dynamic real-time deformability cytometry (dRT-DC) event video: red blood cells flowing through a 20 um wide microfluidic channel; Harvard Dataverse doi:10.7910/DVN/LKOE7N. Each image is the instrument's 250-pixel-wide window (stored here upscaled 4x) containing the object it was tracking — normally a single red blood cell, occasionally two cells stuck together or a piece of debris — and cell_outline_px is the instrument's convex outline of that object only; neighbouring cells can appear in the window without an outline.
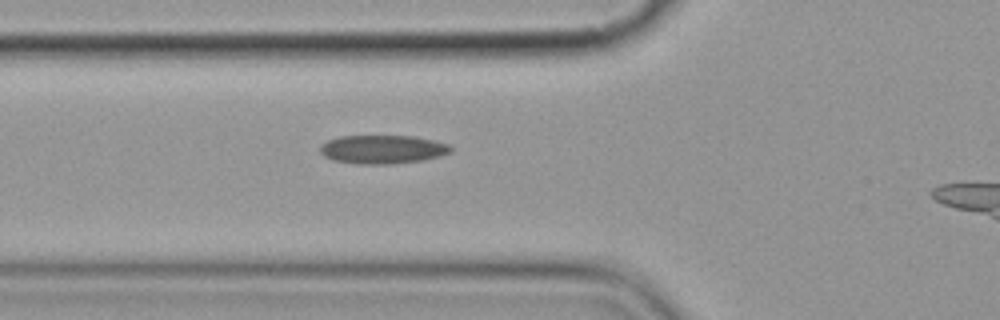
{"species": "common noctule bat (a hibernating species)", "species_latin": "Nyctalus noctula", "temperature_condition": "cold", "stored_images_in_passage": 5, "camera_frame_rate_fps": 3000, "um_per_image_px": 0.085, "animal": {"sex": "female", "body_mass_g": 19.9}, "frame": {"image": 1, "passage_image": 4, "time_ms": 3.333, "image_size_px": [1000, 320], "cell_outline_px": [[452, 152], [440, 156], [424, 160], [392, 164], [360, 164], [332, 160], [324, 156], [320, 152], [320, 144], [328, 140], [340, 136], [412, 136], [432, 140], [448, 144], [452, 148]], "centroid_in_image_um": [32.51, 12.7], "position_along_channel_um": 93.3, "area_um2": 21.85}}